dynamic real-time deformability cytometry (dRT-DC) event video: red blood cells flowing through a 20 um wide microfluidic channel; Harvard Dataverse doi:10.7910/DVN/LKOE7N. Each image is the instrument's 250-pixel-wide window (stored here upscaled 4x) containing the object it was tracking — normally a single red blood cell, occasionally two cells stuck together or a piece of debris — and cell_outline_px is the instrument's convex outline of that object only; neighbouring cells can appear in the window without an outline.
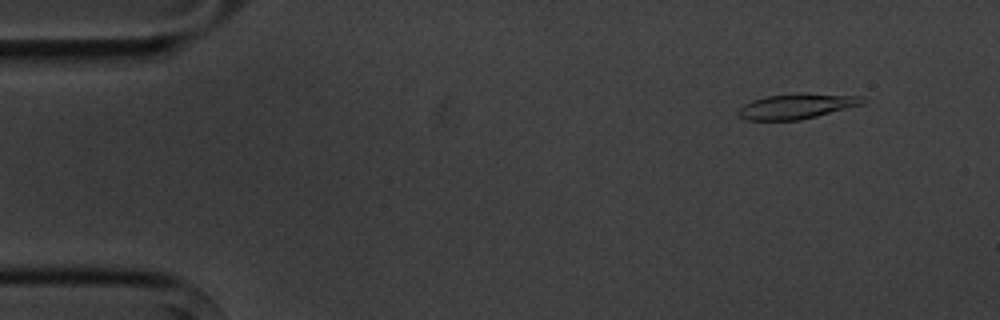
{"species": "common noctule bat (a hibernating species)", "species_latin": "Nyctalus noctula", "temperature_condition": "cold", "stored_images_in_passage": 6, "camera_frame_rate_fps": 3000, "um_per_image_px": 0.085, "animal": {"sex": "male", "body_mass_g": 20.1, "forearm_length_mm": 53.5}, "frame": {"image": 1, "passage_image": 2, "time_ms": 1.333, "image_size_px": [1000, 320], "cell_outline_px": [[868, 100], [860, 104], [816, 116], [800, 120], [748, 120], [736, 116], [736, 112], [744, 104], [752, 100], [768, 96], [864, 96]], "centroid_in_image_um": [67.59, 9.09], "position_along_channel_um": 17.4, "area_um2": 16.94}}
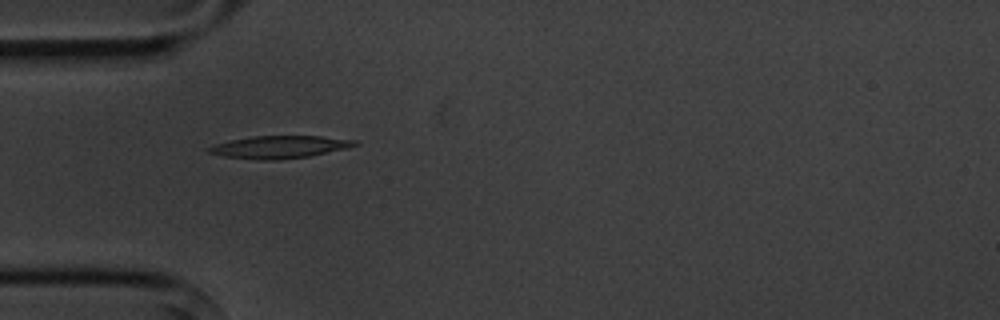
{"frame": {"image": 2, "passage_image": 5, "time_ms": 5.0, "image_size_px": [1000, 320], "cell_outline_px": [[360, 144], [348, 148], [308, 156], [272, 160], [260, 160], [224, 156], [208, 152], [204, 148], [216, 144], [232, 140], [252, 136], [320, 136], [356, 140]], "centroid_in_image_um": [23.76, 12.49], "position_along_channel_um": 61.2, "area_um2": 18.96}}
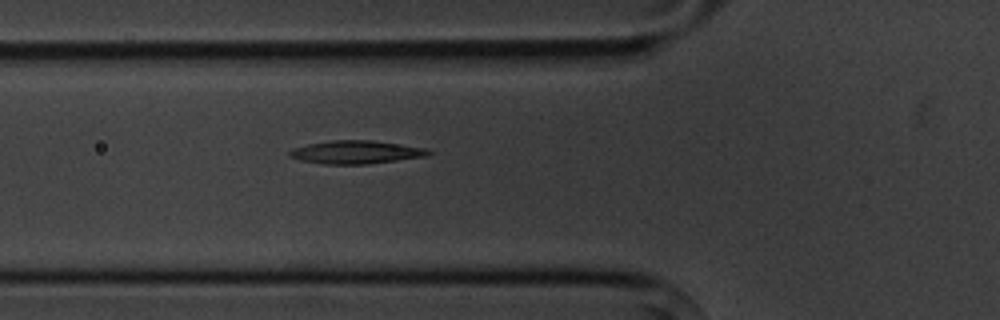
{"frame": {"image": 3, "passage_image": 6, "time_ms": 6.0, "image_size_px": [1000, 320], "cell_outline_px": [[432, 152], [428, 156], [368, 164], [324, 164], [300, 160], [288, 156], [288, 152], [292, 148], [308, 144], [332, 140], [372, 140], [428, 148]], "centroid_in_image_um": [30.27, 12.93], "position_along_channel_um": 95.5, "area_um2": 18.84}}